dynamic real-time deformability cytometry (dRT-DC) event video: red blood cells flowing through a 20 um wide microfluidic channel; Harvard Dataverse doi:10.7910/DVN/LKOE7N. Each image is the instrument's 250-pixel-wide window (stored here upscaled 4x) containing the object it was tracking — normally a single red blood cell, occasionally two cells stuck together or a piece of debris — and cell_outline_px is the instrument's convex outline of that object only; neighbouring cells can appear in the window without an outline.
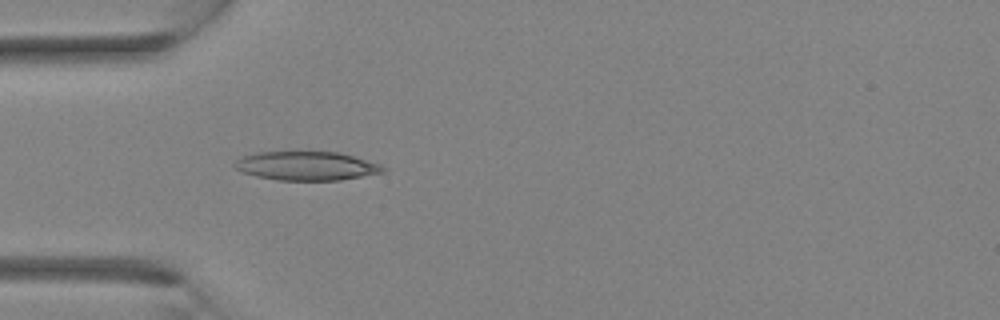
{"species": "Egyptian fruit bat (a non-hibernating species)", "species_latin": "Rousettus aegyptiacus", "temperature_condition": "room temperature", "stored_images_in_passage": 25, "camera_frame_rate_fps": 3000, "um_per_image_px": 0.085, "animal": {"sex": "female"}, "frame": {"image": 1, "passage_image": 1, "time_ms": 0.0, "image_size_px": [1000, 320], "cell_outline_px": [[388, 168], [384, 172], [340, 180], [276, 180], [256, 176], [240, 172], [232, 164], [240, 156], [256, 152], [296, 148], [340, 152], [380, 164]], "centroid_in_image_um": [25.99, 14.04], "position_along_channel_um": 59.0, "area_um2": 26.3}}
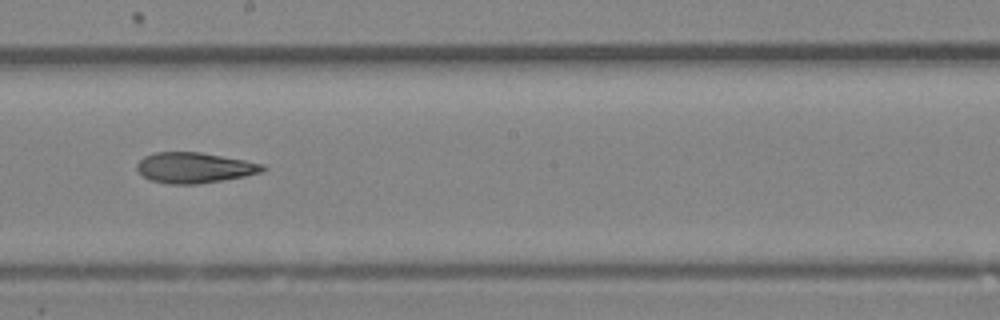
{"frame": {"image": 2, "passage_image": 10, "time_ms": 3.0, "image_size_px": [1000, 320], "cell_outline_px": [[268, 168], [260, 172], [244, 176], [196, 184], [168, 184], [148, 180], [136, 168], [136, 164], [144, 156], [156, 152], [200, 152], [244, 160], [264, 164]], "centroid_in_image_um": [16.5, 14.25], "position_along_channel_um": 231.7, "area_um2": 22.25}}
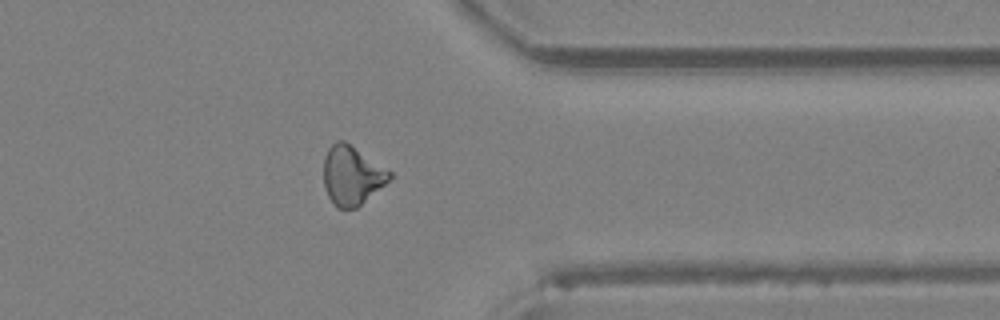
{"frame": {"image": 3, "passage_image": 18, "time_ms": 5.667, "image_size_px": [1000, 320], "cell_outline_px": [[392, 176], [384, 184], [356, 208], [336, 208], [332, 204], [324, 188], [324, 156], [328, 148], [336, 140], [344, 140], [392, 172]], "centroid_in_image_um": [29.87, 14.9], "position_along_channel_um": 381.5, "area_um2": 22.48}}